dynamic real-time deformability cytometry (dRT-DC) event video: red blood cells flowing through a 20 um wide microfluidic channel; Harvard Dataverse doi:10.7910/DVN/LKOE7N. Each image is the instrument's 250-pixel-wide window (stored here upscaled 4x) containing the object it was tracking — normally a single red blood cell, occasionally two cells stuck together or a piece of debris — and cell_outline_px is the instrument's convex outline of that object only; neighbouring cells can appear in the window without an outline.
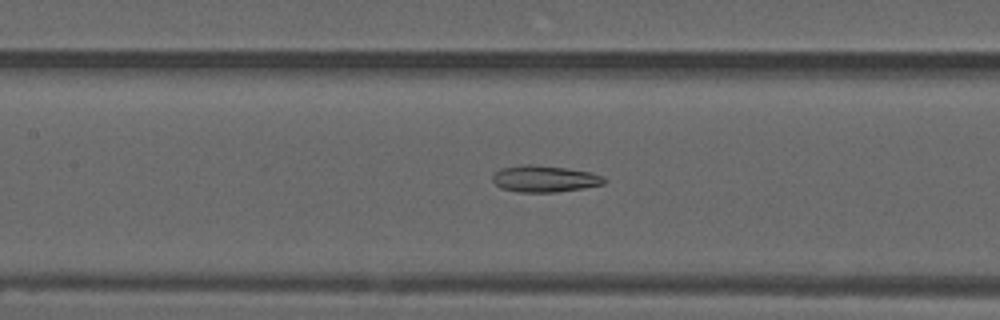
{"species": "common noctule bat (a hibernating species)", "species_latin": "Nyctalus noctula", "temperature_condition": "warm", "stored_images_in_passage": 54, "camera_frame_rate_fps": 3000, "um_per_image_px": 0.085, "animal": {"sex": "male", "forearm_length_mm": 52.5}, "frame": {"image": 1, "passage_image": 25, "time_ms": 8.0, "image_size_px": [1000, 320], "cell_outline_px": [[608, 180], [604, 184], [584, 188], [556, 192], [516, 192], [500, 188], [492, 180], [492, 176], [500, 168], [524, 164], [536, 164], [592, 172], [604, 176]], "centroid_in_image_um": [46.3, 15.19], "position_along_channel_um": 161.1, "area_um2": 17.51}}
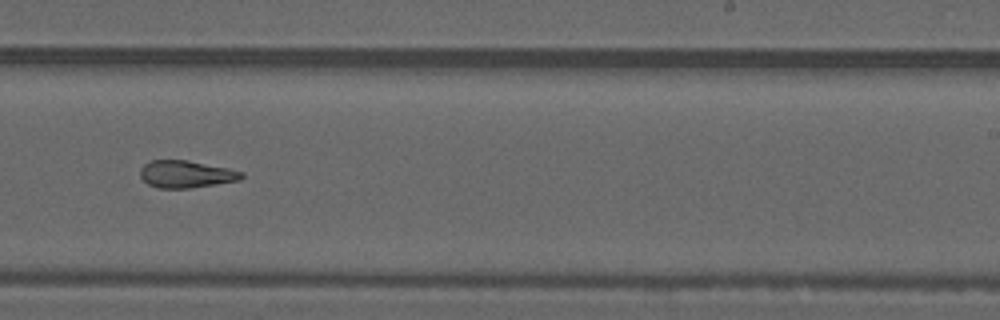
{"frame": {"image": 2, "passage_image": 34, "time_ms": 11.0, "image_size_px": [1000, 320], "cell_outline_px": [[244, 176], [240, 180], [216, 184], [188, 188], [156, 188], [148, 184], [140, 176], [140, 168], [144, 164], [152, 160], [188, 160], [228, 168], [244, 172]], "centroid_in_image_um": [15.82, 14.8], "position_along_channel_um": 273.2, "area_um2": 16.13}}
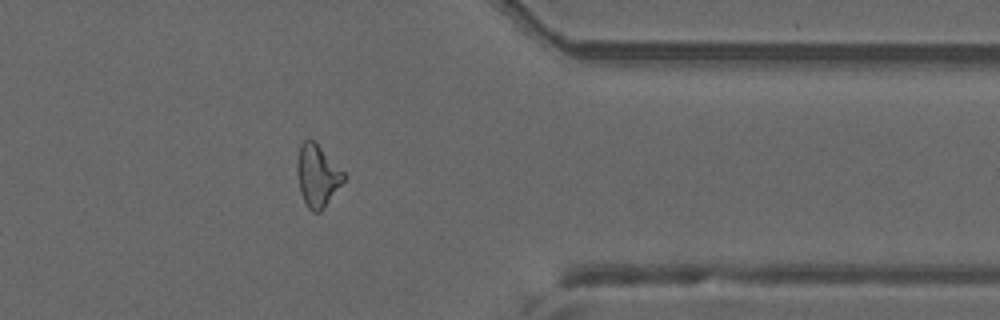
{"frame": {"image": 3, "passage_image": 44, "time_ms": 14.333, "image_size_px": [1000, 320], "cell_outline_px": [[344, 180], [324, 208], [320, 212], [312, 212], [308, 208], [300, 192], [296, 172], [296, 160], [300, 144], [304, 140], [312, 140], [344, 172]], "centroid_in_image_um": [26.93, 14.95], "position_along_channel_um": 384.5, "area_um2": 16.59}, "authors_computed_cell_mechanics": {"area_um2": 17.5134, "velocity_mm_per_s": 3.7587, "shape_relaxation_time_tau1_ms": null, "shape_relaxation_time_tau2_ms": 4.2907, "deformation_change_tau1": null, "deformation_change_tau2": 0.1358}}